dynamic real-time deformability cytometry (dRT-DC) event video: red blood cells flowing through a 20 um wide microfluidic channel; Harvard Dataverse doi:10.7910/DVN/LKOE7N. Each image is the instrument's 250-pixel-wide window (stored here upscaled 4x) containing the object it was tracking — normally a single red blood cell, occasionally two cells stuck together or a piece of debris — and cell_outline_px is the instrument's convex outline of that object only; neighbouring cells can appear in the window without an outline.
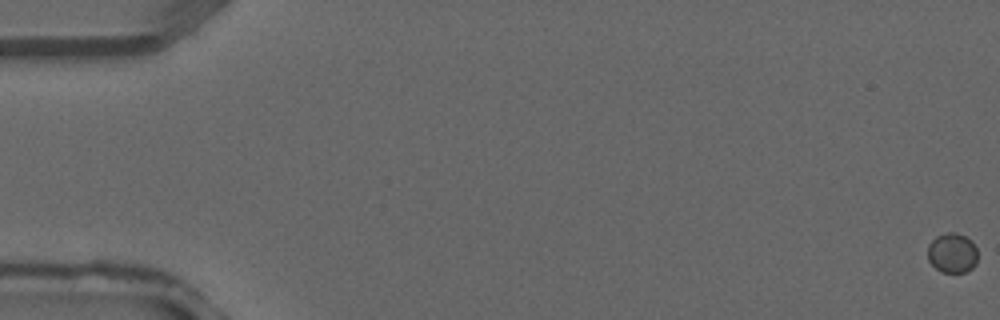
{"species": "common noctule bat (a hibernating species)", "species_latin": "Nyctalus noctula", "temperature_condition": "warm", "stored_images_in_passage": 13, "camera_frame_rate_fps": 3000, "um_per_image_px": 0.085, "animal": {"sex": "male", "forearm_length_mm": 52.5}, "frame": {"image": 1, "passage_image": 1, "time_ms": 0.0, "image_size_px": [1000, 320], "cell_outline_px": [[976, 264], [972, 268], [964, 272], [940, 272], [928, 260], [928, 244], [936, 236], [948, 232], [956, 232], [972, 240], [976, 248]], "centroid_in_image_um": [80.93, 21.49], "position_along_channel_um": 4.1, "area_um2": 11.62}}
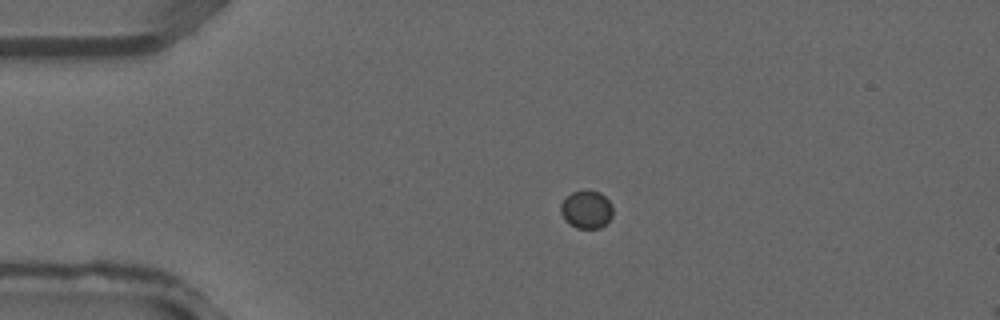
{"frame": {"image": 2, "passage_image": 10, "time_ms": 3.0, "image_size_px": [1000, 320], "cell_outline_px": [[612, 216], [600, 228], [576, 228], [564, 220], [560, 212], [560, 204], [572, 192], [584, 188], [588, 188], [600, 192], [612, 204]], "centroid_in_image_um": [49.83, 17.77], "position_along_channel_um": 35.2, "area_um2": 11.73}}